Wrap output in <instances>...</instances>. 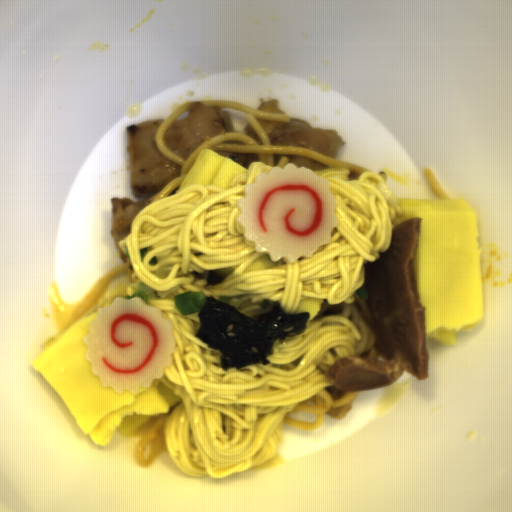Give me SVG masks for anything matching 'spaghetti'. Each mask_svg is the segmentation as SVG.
<instances>
[{
    "instance_id": "1",
    "label": "spaghetti",
    "mask_w": 512,
    "mask_h": 512,
    "mask_svg": "<svg viewBox=\"0 0 512 512\" xmlns=\"http://www.w3.org/2000/svg\"><path fill=\"white\" fill-rule=\"evenodd\" d=\"M194 101L225 107L226 110L234 117L236 133H227L202 143L186 161L169 151L163 138L174 121L186 116L189 105ZM258 119L287 122L292 118L285 114H269L261 112L257 108L247 104L229 100H189L181 103L160 123L156 132V143L159 153L168 157L181 167L180 177L172 179L161 192L150 196L145 202L149 205L163 197L177 194L203 150H212L216 153L220 151L256 153L259 158V162H265L273 167H282L283 169L285 165L289 164L288 155H304L319 161L325 165L327 169L346 168L350 171L348 175L350 181L357 180L359 174L362 172L371 171L360 165L343 162L335 158H328L308 148L291 145H272L265 130L259 124ZM247 123L253 126L262 140L263 145H258L250 137L242 133Z\"/></svg>"
},
{
    "instance_id": "2",
    "label": "spaghetti",
    "mask_w": 512,
    "mask_h": 512,
    "mask_svg": "<svg viewBox=\"0 0 512 512\" xmlns=\"http://www.w3.org/2000/svg\"><path fill=\"white\" fill-rule=\"evenodd\" d=\"M359 394V390L343 391L341 397L334 398L333 395L325 388L317 393L313 398L299 403L294 410H290L317 414L316 421H304L284 416L282 425L303 430H316L321 428L325 422L327 414L331 410L352 402L358 398Z\"/></svg>"
},
{
    "instance_id": "3",
    "label": "spaghetti",
    "mask_w": 512,
    "mask_h": 512,
    "mask_svg": "<svg viewBox=\"0 0 512 512\" xmlns=\"http://www.w3.org/2000/svg\"><path fill=\"white\" fill-rule=\"evenodd\" d=\"M133 266L130 260L124 264L111 268L105 273L91 288L82 302L74 309V311L66 318L61 330L60 336L70 329L73 325L78 323L84 315L94 306V304L101 298L111 284L118 276L134 273Z\"/></svg>"
},
{
    "instance_id": "4",
    "label": "spaghetti",
    "mask_w": 512,
    "mask_h": 512,
    "mask_svg": "<svg viewBox=\"0 0 512 512\" xmlns=\"http://www.w3.org/2000/svg\"><path fill=\"white\" fill-rule=\"evenodd\" d=\"M170 414L171 412L156 417L138 443L134 459L140 467H152L160 453L167 449L165 430Z\"/></svg>"
},
{
    "instance_id": "5",
    "label": "spaghetti",
    "mask_w": 512,
    "mask_h": 512,
    "mask_svg": "<svg viewBox=\"0 0 512 512\" xmlns=\"http://www.w3.org/2000/svg\"><path fill=\"white\" fill-rule=\"evenodd\" d=\"M423 176L426 182L429 184V186L432 188V190L435 192V194L438 196L439 199H451L448 194L443 190V188L440 186L435 174L433 171H431L429 168L423 170Z\"/></svg>"
}]
</instances>
